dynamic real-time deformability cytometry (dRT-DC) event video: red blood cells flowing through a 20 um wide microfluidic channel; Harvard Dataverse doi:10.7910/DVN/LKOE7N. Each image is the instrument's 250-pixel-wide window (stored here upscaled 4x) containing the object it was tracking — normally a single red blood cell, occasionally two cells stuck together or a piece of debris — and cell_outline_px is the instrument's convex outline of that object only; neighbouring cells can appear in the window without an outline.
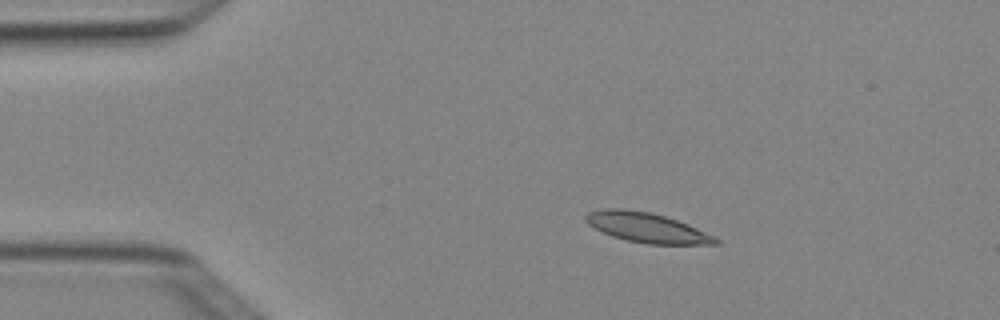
{"species": "Egyptian fruit bat (a non-hibernating species)", "species_latin": "Rousettus aegyptiacus", "temperature_condition": "cold", "stored_images_in_passage": 5, "camera_frame_rate_fps": 3000, "um_per_image_px": 0.085, "animal": {"sex": "female"}, "frame": {"image": 1, "passage_image": 2, "time_ms": 0.333, "image_size_px": [1000, 320], "cell_outline_px": [[720, 244], [648, 244], [628, 240], [612, 236], [588, 224], [584, 220], [584, 216], [588, 212], [608, 208], [624, 208], [652, 212], [688, 224], [716, 236], [720, 240]], "centroid_in_image_um": [55.01, 19.34], "position_along_channel_um": 30.0, "area_um2": 22.54}}
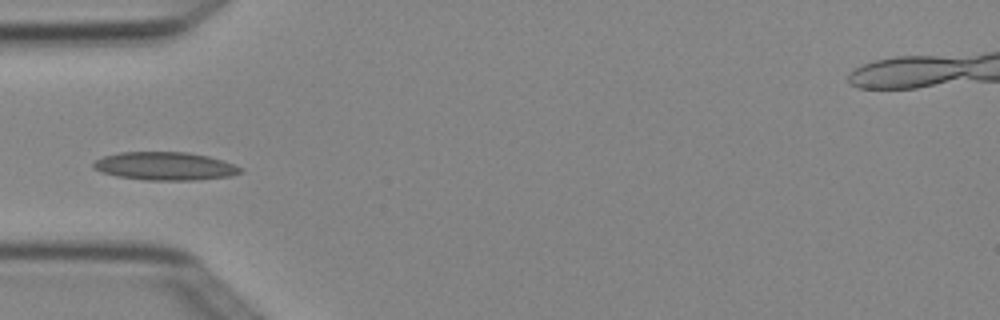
{"frame": {"image": 2, "passage_image": 4, "time_ms": 1.0, "image_size_px": [1000, 320], "cell_outline_px": [[244, 172], [232, 176], [200, 180], [144, 180], [116, 176], [100, 172], [92, 168], [92, 164], [96, 160], [104, 156], [120, 152], [184, 152], [208, 156], [224, 160], [244, 168]], "centroid_in_image_um": [14.06, 14.13], "position_along_channel_um": 70.9, "area_um2": 24.45}}
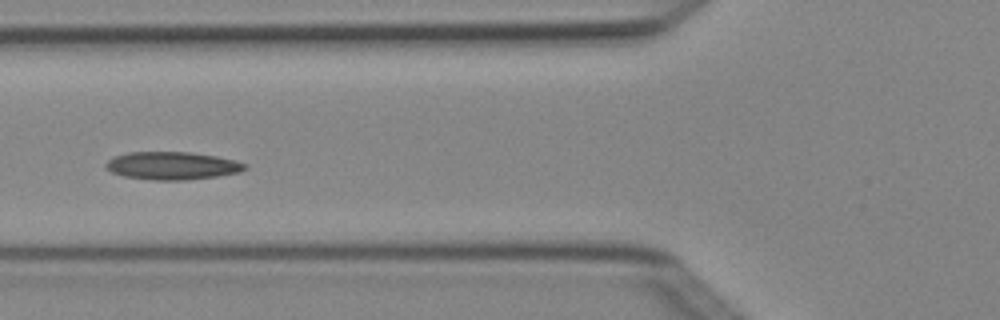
{"frame": {"image": 3, "passage_image": 5, "time_ms": 1.333, "image_size_px": [1000, 320], "cell_outline_px": [[248, 168], [240, 172], [216, 176], [184, 180], [152, 180], [124, 176], [112, 172], [104, 168], [104, 164], [112, 156], [128, 152], [188, 152], [216, 156], [248, 164]], "centroid_in_image_um": [14.6, 14.08], "position_along_channel_um": 111.2, "area_um2": 22.6}}